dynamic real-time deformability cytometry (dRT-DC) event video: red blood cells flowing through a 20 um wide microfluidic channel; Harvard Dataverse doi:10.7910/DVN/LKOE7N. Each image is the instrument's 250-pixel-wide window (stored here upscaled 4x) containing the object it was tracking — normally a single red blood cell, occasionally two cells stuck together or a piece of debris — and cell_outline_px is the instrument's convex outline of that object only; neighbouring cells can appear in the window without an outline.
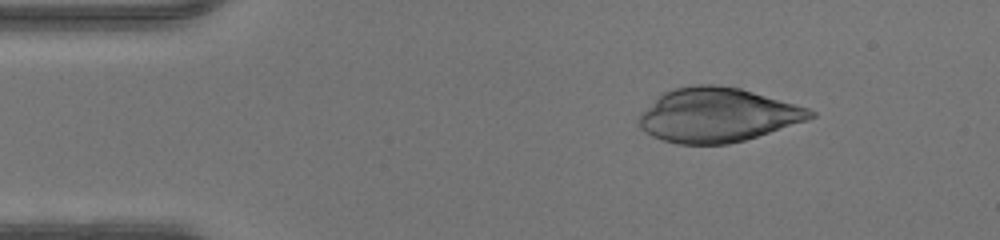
{"species": "human", "species_latin": "Homo sapiens", "temperature_condition": "warm", "stored_images_in_passage": 46, "camera_frame_rate_fps": 3000, "um_per_image_px": 0.085, "donor": {"sex": "male"}, "frame": {"image": 1, "passage_image": 6, "time_ms": 1.667, "image_size_px": [1000, 240], "cell_outline_px": [[816, 116], [808, 120], [744, 140], [728, 144], [680, 144], [664, 140], [652, 136], [640, 128], [640, 112], [664, 92], [676, 88], [692, 84], [712, 84], [740, 88], [808, 108], [816, 112]], "centroid_in_image_um": [60.98, 9.77], "position_along_channel_um": 24.0, "area_um2": 53.64}}
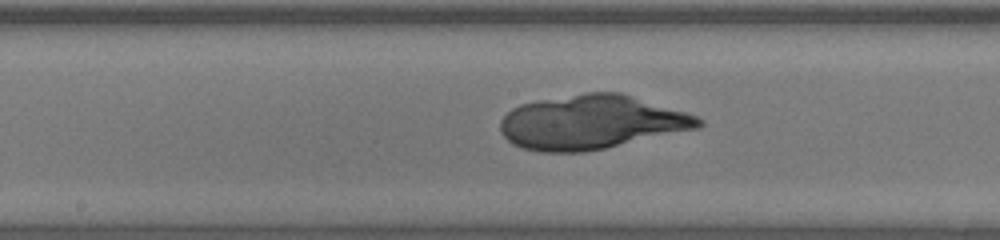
{"frame": {"image": 2, "passage_image": 23, "time_ms": 7.333, "image_size_px": [1000, 240], "cell_outline_px": [[704, 124], [700, 128], [604, 148], [584, 152], [540, 152], [524, 148], [512, 144], [500, 132], [500, 120], [512, 108], [520, 104], [536, 100], [584, 92], [620, 92], [684, 112], [696, 116], [704, 120]], "centroid_in_image_um": [50.25, 10.38], "position_along_channel_um": 198.0, "area_um2": 62.42}}
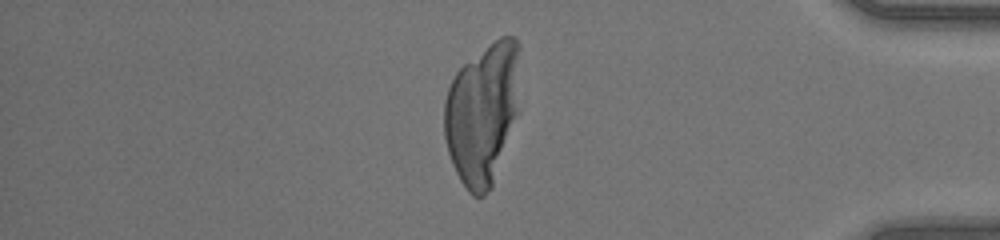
{"frame": {"image": 3, "passage_image": 39, "time_ms": 12.667, "image_size_px": [1000, 240], "cell_outline_px": [[520, 48], [516, 112], [492, 188], [484, 196], [472, 196], [468, 192], [460, 180], [452, 164], [448, 152], [444, 136], [444, 100], [448, 88], [456, 72], [464, 64], [500, 36], [516, 36], [520, 44]], "centroid_in_image_um": [40.98, 9.62], "position_along_channel_um": 394.2, "area_um2": 61.85}}